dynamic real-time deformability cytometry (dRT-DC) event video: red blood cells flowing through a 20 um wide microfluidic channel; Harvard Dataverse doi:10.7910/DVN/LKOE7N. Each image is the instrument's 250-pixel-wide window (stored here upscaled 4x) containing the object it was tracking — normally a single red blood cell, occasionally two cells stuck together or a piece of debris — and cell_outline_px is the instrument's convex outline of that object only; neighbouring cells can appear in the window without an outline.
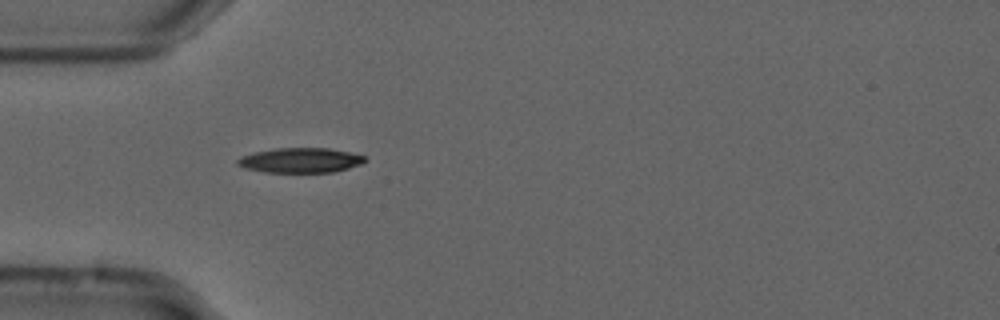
{"species": "common noctule bat (a hibernating species)", "species_latin": "Nyctalus noctula", "temperature_condition": "cold", "stored_images_in_passage": 4, "camera_frame_rate_fps": 3000, "um_per_image_px": 0.085, "animal": {"sex": "male", "forearm_length_mm": 52.5}, "frame": {"image": 1, "passage_image": 1, "time_ms": 0.0, "image_size_px": [1000, 320], "cell_outline_px": [[368, 160], [360, 164], [348, 168], [332, 172], [264, 172], [244, 168], [236, 164], [236, 160], [240, 156], [252, 152], [276, 148], [328, 148], [348, 152], [364, 156]], "centroid_in_image_um": [25.48, 13.62], "position_along_channel_um": 59.5, "area_um2": 18.5}}
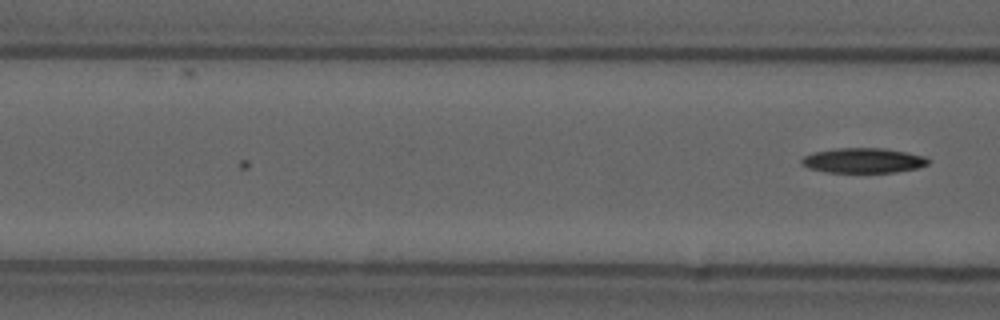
{"frame": {"image": 2, "passage_image": 4, "time_ms": 1.0, "image_size_px": [1000, 320], "cell_outline_px": [[928, 164], [916, 168], [896, 172], [828, 172], [808, 168], [800, 164], [800, 160], [804, 156], [812, 152], [836, 148], [884, 148], [908, 152], [924, 156], [928, 160]], "centroid_in_image_um": [73.34, 13.63], "position_along_channel_um": 93.3, "area_um2": 18.44}}